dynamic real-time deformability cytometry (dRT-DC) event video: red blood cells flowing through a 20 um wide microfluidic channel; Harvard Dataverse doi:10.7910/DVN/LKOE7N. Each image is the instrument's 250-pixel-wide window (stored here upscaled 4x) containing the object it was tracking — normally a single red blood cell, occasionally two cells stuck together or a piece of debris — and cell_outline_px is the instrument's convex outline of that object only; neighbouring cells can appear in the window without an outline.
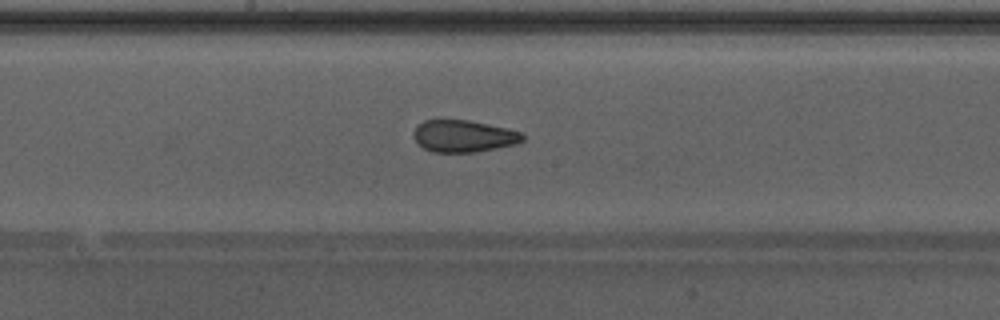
{"species": "Egyptian fruit bat (a non-hibernating species)", "species_latin": "Rousettus aegyptiacus", "temperature_condition": "warm", "stored_images_in_passage": 27, "camera_frame_rate_fps": 3000, "um_per_image_px": 0.085, "animal": {"sex": "male"}, "frame": {"image": 1, "passage_image": 12, "time_ms": 3.667, "image_size_px": [1000, 320], "cell_outline_px": [[524, 140], [516, 144], [476, 152], [432, 152], [424, 148], [412, 136], [412, 132], [424, 120], [468, 120], [488, 124], [524, 132]], "centroid_in_image_um": [39.43, 11.57], "position_along_channel_um": 208.8, "area_um2": 20.29}, "authors_computed_cell_mechanics": {"area_um2": 20.4612, "velocity_mm_per_s": 4.2969, "shape_relaxation_time_tau1_ms": 9.8794, "shape_relaxation_time_tau2_ms": 1.5464, "deformation_change_tau1": 0.1997, "deformation_change_tau2": 0.0851}}